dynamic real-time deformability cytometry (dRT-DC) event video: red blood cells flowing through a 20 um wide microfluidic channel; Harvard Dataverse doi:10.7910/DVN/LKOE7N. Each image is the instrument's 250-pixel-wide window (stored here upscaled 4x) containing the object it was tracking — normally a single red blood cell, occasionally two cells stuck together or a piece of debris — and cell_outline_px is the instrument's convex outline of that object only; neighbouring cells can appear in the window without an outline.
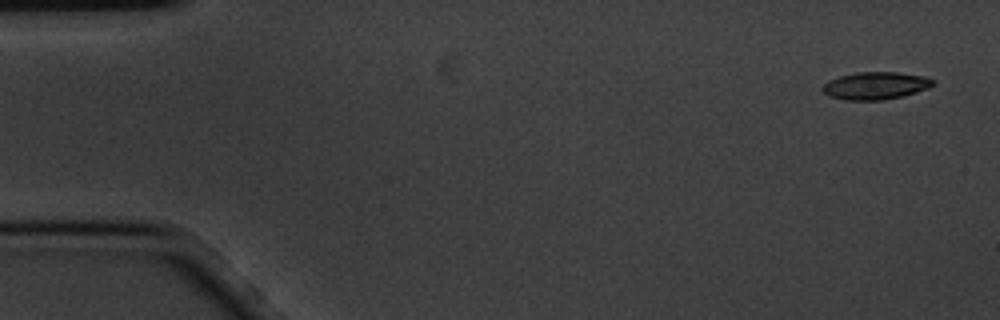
{"species": "common noctule bat (a hibernating species)", "species_latin": "Nyctalus noctula", "temperature_condition": "cold", "stored_images_in_passage": 4, "camera_frame_rate_fps": 3000, "um_per_image_px": 0.085, "animal": {"sex": "male", "body_mass_g": 20.1, "forearm_length_mm": 53.5}, "frame": {"image": 1, "passage_image": 1, "time_ms": 0.0, "image_size_px": [1000, 320], "cell_outline_px": [[936, 84], [928, 88], [904, 96], [884, 100], [848, 100], [828, 96], [820, 88], [828, 80], [840, 76], [856, 72], [896, 72], [928, 76], [936, 80]], "centroid_in_image_um": [74.46, 7.28], "position_along_channel_um": 10.5, "area_um2": 17.98}}
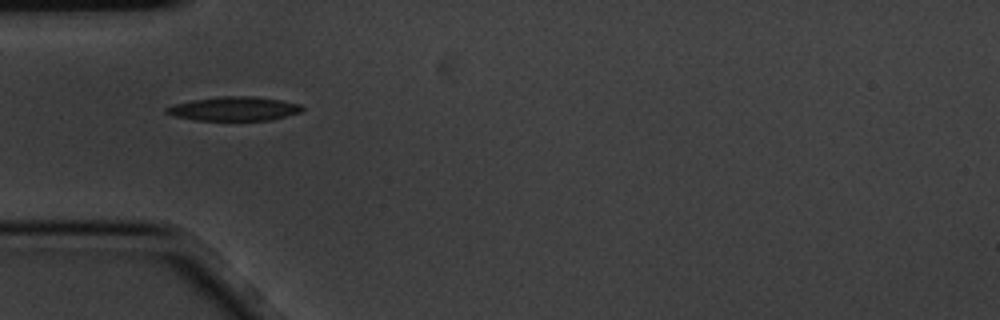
{"frame": {"image": 2, "passage_image": 4, "time_ms": 1.0, "image_size_px": [1000, 320], "cell_outline_px": [[304, 108], [300, 112], [272, 120], [196, 120], [176, 116], [164, 112], [164, 108], [172, 104], [192, 100], [224, 96], [256, 96], [280, 100], [300, 104]], "centroid_in_image_um": [19.89, 9.24], "position_along_channel_um": 65.1, "area_um2": 18.96}}